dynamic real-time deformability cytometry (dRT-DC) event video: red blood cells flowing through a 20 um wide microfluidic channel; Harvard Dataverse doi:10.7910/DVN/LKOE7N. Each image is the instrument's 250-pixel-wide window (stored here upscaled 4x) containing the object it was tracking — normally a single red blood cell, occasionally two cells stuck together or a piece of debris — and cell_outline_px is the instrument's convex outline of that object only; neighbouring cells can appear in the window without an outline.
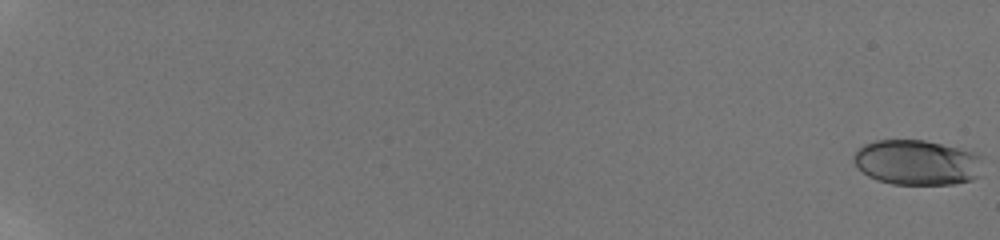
{"species": "human", "species_latin": "Homo sapiens", "temperature_condition": "room temperature", "stored_images_in_passage": 12, "camera_frame_rate_fps": 3000, "um_per_image_px": 0.085, "donor": {"sex": "male"}, "frame": {"image": 1, "passage_image": 1, "time_ms": 0.0, "image_size_px": [1000, 240], "cell_outline_px": [[980, 176], [972, 180], [952, 184], [892, 184], [876, 180], [868, 176], [852, 160], [856, 148], [864, 144], [876, 140], [924, 140], [972, 152], [980, 156]], "centroid_in_image_um": [77.9, 13.81], "position_along_channel_um": 7.1, "area_um2": 33.81}}
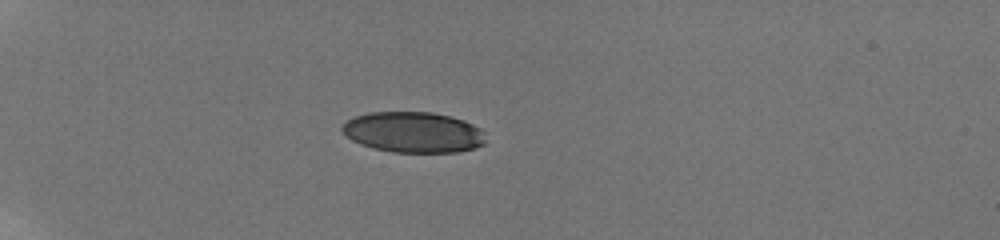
{"frame": {"image": 2, "passage_image": 10, "time_ms": 6.667, "image_size_px": [1000, 240], "cell_outline_px": [[484, 144], [476, 148], [456, 152], [392, 152], [372, 148], [360, 144], [352, 140], [340, 128], [348, 120], [356, 116], [368, 112], [432, 112], [464, 120], [480, 128], [484, 132]], "centroid_in_image_um": [35.14, 11.24], "position_along_channel_um": 49.9, "area_um2": 33.99}}